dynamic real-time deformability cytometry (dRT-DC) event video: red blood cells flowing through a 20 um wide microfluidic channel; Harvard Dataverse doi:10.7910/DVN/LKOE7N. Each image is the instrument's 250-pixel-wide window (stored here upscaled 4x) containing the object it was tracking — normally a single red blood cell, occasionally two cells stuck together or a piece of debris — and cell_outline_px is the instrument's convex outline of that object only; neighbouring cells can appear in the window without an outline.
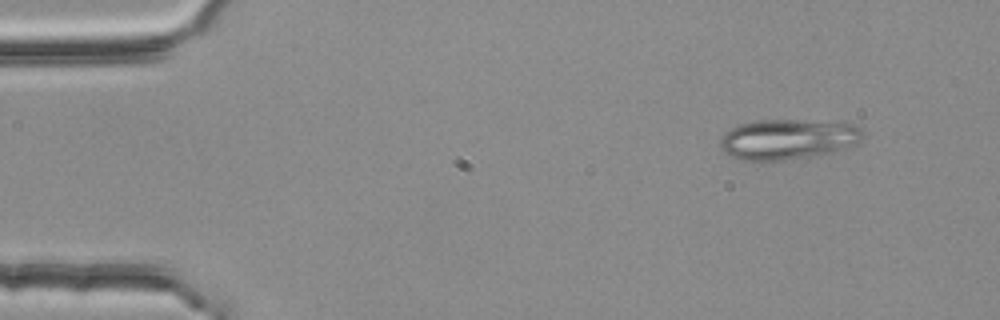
{"species": "common noctule bat (a hibernating species)", "species_latin": "Nyctalus noctula", "temperature_condition": "room temperature", "stored_images_in_passage": 4, "segment_of_instrument_passage": [1, 2], "camera_frame_rate_fps": 3000, "um_per_image_px": 0.085, "animal": {"sex": "female", "body_mass_g": 25.1}, "frame": {"image": 1, "passage_image": 1, "time_ms": 0.0, "image_size_px": [1000, 320], "cell_outline_px": [[864, 136], [856, 144], [844, 148], [804, 156], [780, 160], [740, 160], [724, 152], [720, 148], [720, 140], [732, 128], [740, 124], [760, 120], [796, 120], [848, 124], [860, 128]], "centroid_in_image_um": [66.91, 11.83], "position_along_channel_um": 18.1, "area_um2": 32.37}}